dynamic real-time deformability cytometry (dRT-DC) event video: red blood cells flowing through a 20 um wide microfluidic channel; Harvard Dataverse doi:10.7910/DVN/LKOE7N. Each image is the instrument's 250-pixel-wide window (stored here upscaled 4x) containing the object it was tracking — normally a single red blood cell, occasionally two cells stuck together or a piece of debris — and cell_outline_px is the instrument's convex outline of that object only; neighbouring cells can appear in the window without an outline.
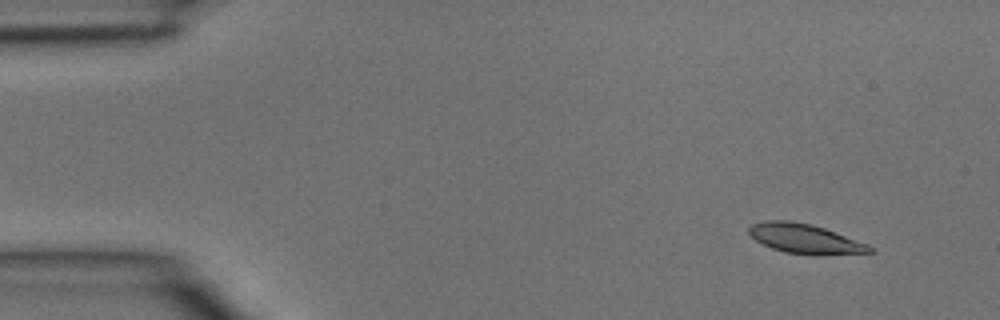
{"species": "common noctule bat (a hibernating species)", "species_latin": "Nyctalus noctula", "temperature_condition": "room temperature", "stored_images_in_passage": 4, "camera_frame_rate_fps": 3000, "um_per_image_px": 0.085, "animal": {"sex": "male", "body_mass_g": 15.6}, "frame": {"image": 1, "passage_image": 1, "time_ms": 0.0, "image_size_px": [1000, 320], "cell_outline_px": [[876, 252], [820, 256], [812, 256], [784, 252], [772, 248], [756, 240], [748, 232], [748, 228], [752, 224], [764, 220], [792, 220], [812, 224], [824, 228], [868, 244], [876, 248]], "centroid_in_image_um": [68.47, 20.31], "position_along_channel_um": 16.5, "area_um2": 21.27}}